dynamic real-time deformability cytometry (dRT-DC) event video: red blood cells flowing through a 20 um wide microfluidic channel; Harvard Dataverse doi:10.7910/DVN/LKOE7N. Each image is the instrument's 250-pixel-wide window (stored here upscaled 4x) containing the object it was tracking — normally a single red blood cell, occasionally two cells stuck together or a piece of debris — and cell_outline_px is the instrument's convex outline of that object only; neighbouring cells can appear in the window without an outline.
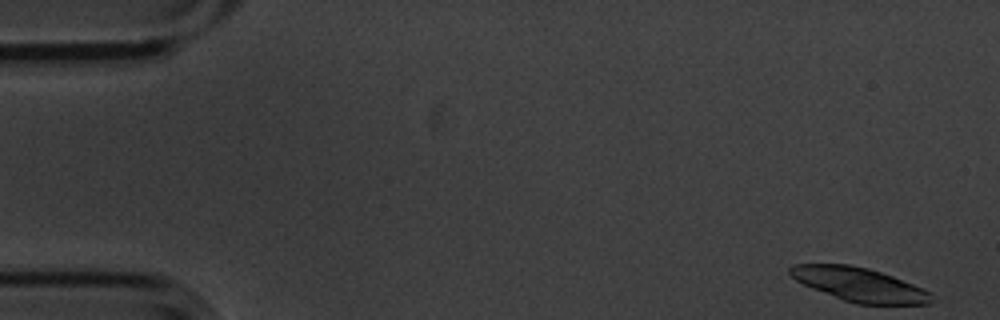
{"species": "common noctule bat (a hibernating species)", "species_latin": "Nyctalus noctula", "temperature_condition": "cold", "stored_images_in_passage": 4, "camera_frame_rate_fps": 3000, "um_per_image_px": 0.085, "animal": {"sex": "male", "body_mass_g": 20.1, "forearm_length_mm": 53.5}, "frame": {"image": 1, "passage_image": 1, "time_ms": 0.0, "image_size_px": [1000, 320], "cell_outline_px": [[932, 300], [928, 304], [856, 304], [844, 300], [812, 288], [796, 280], [788, 272], [788, 268], [792, 264], [848, 264], [868, 268], [892, 276], [932, 292]], "centroid_in_image_um": [73.03, 24.18], "position_along_channel_um": 12.0, "area_um2": 27.63}}